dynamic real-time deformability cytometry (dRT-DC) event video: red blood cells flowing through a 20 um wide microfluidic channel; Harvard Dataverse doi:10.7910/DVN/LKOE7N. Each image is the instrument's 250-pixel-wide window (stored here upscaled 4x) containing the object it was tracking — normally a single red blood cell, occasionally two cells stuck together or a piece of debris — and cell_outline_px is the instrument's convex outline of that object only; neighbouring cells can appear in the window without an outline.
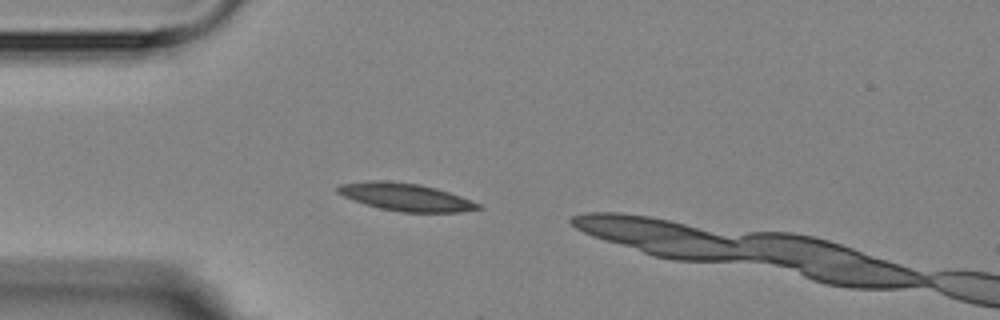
{"species": "Egyptian fruit bat (a non-hibernating species)", "species_latin": "Rousettus aegyptiacus", "temperature_condition": "room temperature", "stored_images_in_passage": 1, "camera_frame_rate_fps": 3000, "um_per_image_px": 0.085, "animal": {"sex": "female"}, "frame": {"image": 1, "passage_image": 1, "time_ms": 0.0, "image_size_px": [1000, 320], "cell_outline_px": [[484, 208], [460, 212], [400, 212], [380, 208], [364, 204], [352, 200], [336, 192], [336, 188], [340, 184], [368, 180], [384, 180], [420, 184], [436, 188], [460, 196], [480, 204]], "centroid_in_image_um": [34.45, 16.74], "position_along_channel_um": 50.6, "area_um2": 22.66}}